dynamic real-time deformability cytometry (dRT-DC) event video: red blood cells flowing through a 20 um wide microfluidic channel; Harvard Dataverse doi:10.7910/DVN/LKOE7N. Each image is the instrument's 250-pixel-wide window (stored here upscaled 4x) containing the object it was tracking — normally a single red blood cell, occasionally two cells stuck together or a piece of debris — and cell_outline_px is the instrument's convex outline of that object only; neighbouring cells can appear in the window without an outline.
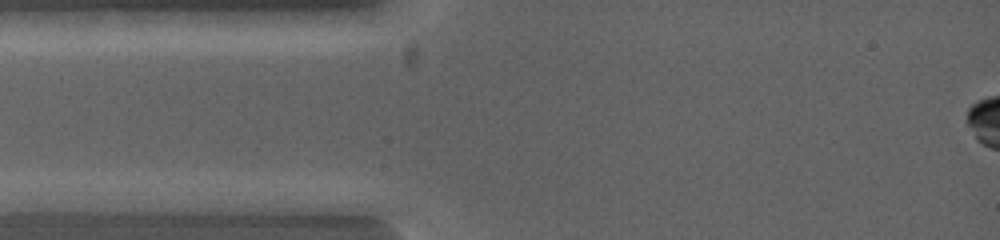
{"species": "common noctule bat (a hibernating species)", "species_latin": "Nyctalus noctula", "temperature_condition": "warm", "stored_images_in_passage": 3, "camera_frame_rate_fps": 5000, "um_per_image_px": 0.085, "animal": {"sex": "female", "body_mass_g": 19.0, "forearm_length_mm": 53.3}, "frame": {"image": 1, "passage_image": 1, "time_ms": 0.0, "image_size_px": [1000, 240], "cell_outline_px": [[260, 200], [244, 208], [196, 208], [120, 200], [128, 192], [196, 192]], "centroid_in_image_um": [16.1, 16.98], "position_along_channel_um": 68.9, "area_um2": 11.44}}